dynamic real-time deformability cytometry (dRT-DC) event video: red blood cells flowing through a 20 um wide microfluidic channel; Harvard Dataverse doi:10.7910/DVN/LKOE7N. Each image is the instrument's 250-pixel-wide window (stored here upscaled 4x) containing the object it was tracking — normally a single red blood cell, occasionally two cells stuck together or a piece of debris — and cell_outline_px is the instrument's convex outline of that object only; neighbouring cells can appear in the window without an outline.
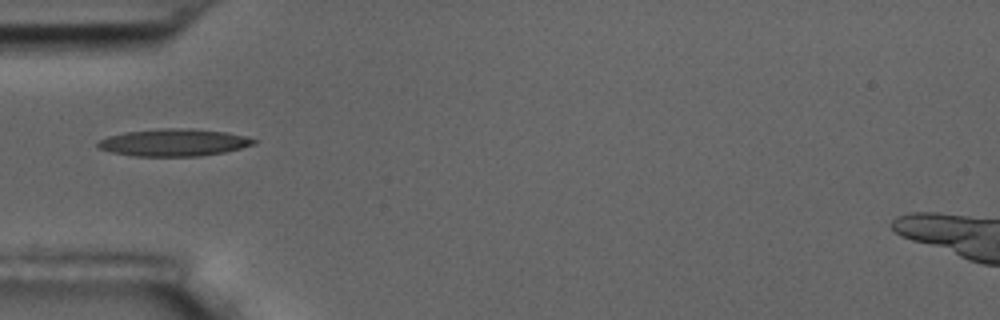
{"species": "common noctule bat (a hibernating species)", "species_latin": "Nyctalus noctula", "temperature_condition": "room temperature", "stored_images_in_passage": 1, "camera_frame_rate_fps": 3000, "um_per_image_px": 0.085, "animal": {"sex": "male", "body_mass_g": 17.5, "forearm_length_mm": 52.3}, "frame": {"image": 1, "passage_image": 1, "time_ms": 0.0, "image_size_px": [1000, 320], "cell_outline_px": [[260, 140], [256, 144], [224, 152], [200, 156], [132, 156], [112, 152], [96, 148], [96, 144], [100, 140], [108, 136], [124, 132], [164, 128], [188, 128], [228, 132]], "centroid_in_image_um": [14.78, 12.11], "position_along_channel_um": 70.2, "area_um2": 24.91}}